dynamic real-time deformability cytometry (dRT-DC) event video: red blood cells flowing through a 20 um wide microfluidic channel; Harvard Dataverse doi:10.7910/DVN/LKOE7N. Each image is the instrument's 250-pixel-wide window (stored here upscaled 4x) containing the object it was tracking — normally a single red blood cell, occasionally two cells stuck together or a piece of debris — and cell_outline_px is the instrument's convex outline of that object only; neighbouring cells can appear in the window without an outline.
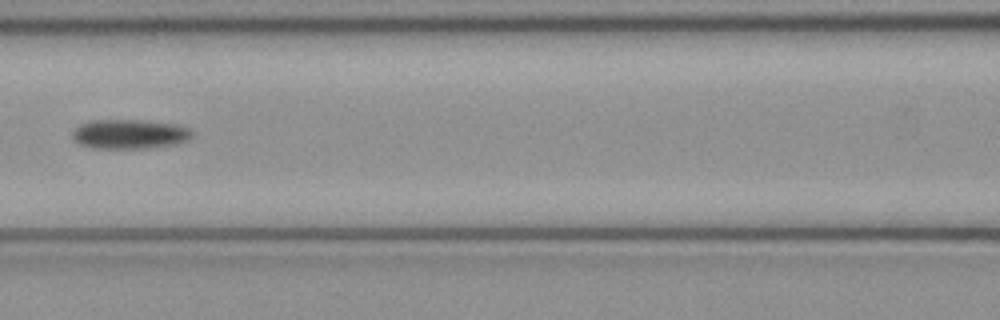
{"species": "common noctule bat (a hibernating species)", "species_latin": "Nyctalus noctula", "temperature_condition": "cold", "stored_images_in_passage": 6, "camera_frame_rate_fps": 3000, "um_per_image_px": 0.085, "animal": {"sex": "female", "body_mass_g": 21.9}, "frame": {"image": 1, "passage_image": 6, "time_ms": 1.667, "image_size_px": [1000, 320], "cell_outline_px": [[196, 132], [188, 140], [176, 144], [148, 148], [92, 148], [80, 144], [72, 140], [72, 132], [80, 124], [92, 120], [140, 120], [180, 124], [192, 128]], "centroid_in_image_um": [11.07, 11.39], "position_along_channel_um": 155.5, "area_um2": 20.92}}